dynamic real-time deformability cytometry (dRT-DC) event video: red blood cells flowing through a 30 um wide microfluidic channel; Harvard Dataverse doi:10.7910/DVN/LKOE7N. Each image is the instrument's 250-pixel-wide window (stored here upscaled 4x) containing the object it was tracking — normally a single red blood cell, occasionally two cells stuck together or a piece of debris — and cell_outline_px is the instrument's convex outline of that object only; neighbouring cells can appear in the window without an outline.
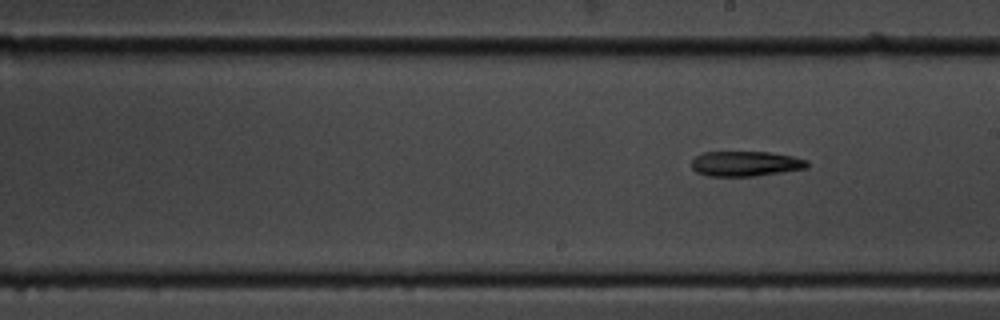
{"species": "common noctule bat (a hibernating species)", "species_latin": "Nyctalus noctula", "temperature_condition": "cold", "stored_images_in_passage": 10, "segment_of_instrument_passage": [2, 2], "camera_frame_rate_fps": 3000, "um_per_image_px": 0.085, "animal": {"sex": "male", "body_mass_g": 19.5, "forearm_length_mm": 54.6}, "frame": {"image": 1, "passage_image": 10, "time_ms": 10.333, "image_size_px": [1000, 320], "cell_outline_px": [[808, 168], [756, 176], [708, 176], [696, 172], [692, 168], [692, 160], [696, 156], [704, 152], [768, 152], [792, 156], [808, 160]], "centroid_in_image_um": [63.38, 13.92], "position_along_channel_um": 225.6, "area_um2": 16.94}}